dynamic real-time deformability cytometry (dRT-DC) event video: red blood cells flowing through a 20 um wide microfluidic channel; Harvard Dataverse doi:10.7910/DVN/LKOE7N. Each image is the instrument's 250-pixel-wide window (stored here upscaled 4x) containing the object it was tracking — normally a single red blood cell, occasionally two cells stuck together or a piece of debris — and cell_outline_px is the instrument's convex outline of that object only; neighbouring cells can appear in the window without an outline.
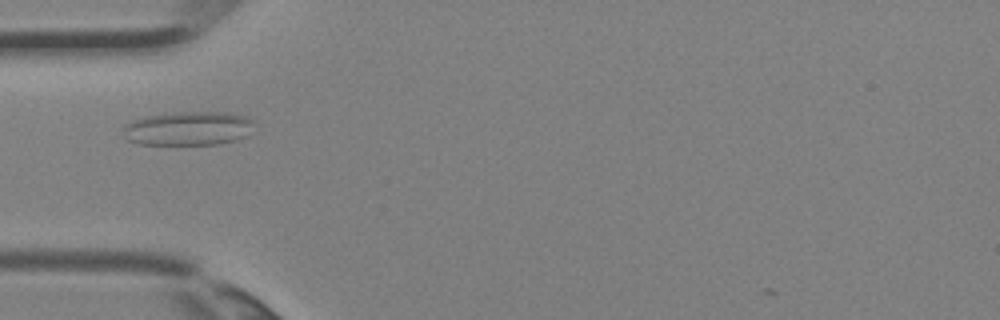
{"species": "Egyptian fruit bat (a non-hibernating species)", "species_latin": "Rousettus aegyptiacus", "temperature_condition": "room temperature", "stored_images_in_passage": 1, "camera_frame_rate_fps": 3000, "um_per_image_px": 0.085, "animal": {"sex": "female"}, "frame": {"image": 1, "passage_image": 1, "time_ms": 0.0, "image_size_px": [1000, 320], "cell_outline_px": [[256, 120], [248, 136], [220, 144], [140, 144], [128, 140], [124, 136], [124, 124], [132, 120], [144, 116], [172, 112], [224, 112], [248, 116]], "centroid_in_image_um": [16.03, 10.9], "position_along_channel_um": 69.0, "area_um2": 26.24}}